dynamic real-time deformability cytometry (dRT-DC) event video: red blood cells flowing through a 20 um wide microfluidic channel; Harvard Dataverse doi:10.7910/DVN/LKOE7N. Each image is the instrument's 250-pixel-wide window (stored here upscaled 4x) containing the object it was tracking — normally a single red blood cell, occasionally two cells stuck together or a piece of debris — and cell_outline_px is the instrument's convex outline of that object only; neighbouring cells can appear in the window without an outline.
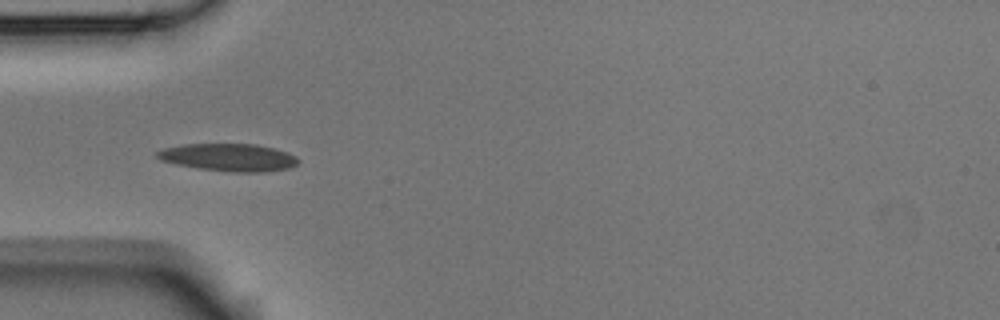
{"species": "Egyptian fruit bat (a non-hibernating species)", "species_latin": "Rousettus aegyptiacus", "temperature_condition": "room temperature", "stored_images_in_passage": 4, "camera_frame_rate_fps": 3000, "um_per_image_px": 0.085, "animal": {"sex": "male"}, "frame": {"image": 1, "passage_image": 2, "time_ms": 0.333, "image_size_px": [1000, 320], "cell_outline_px": [[300, 160], [296, 164], [288, 168], [264, 172], [232, 172], [196, 168], [176, 164], [160, 160], [156, 156], [156, 152], [164, 148], [184, 144], [256, 144], [276, 148], [288, 152], [296, 156]], "centroid_in_image_um": [19.45, 13.37], "position_along_channel_um": 65.5, "area_um2": 22.77}}
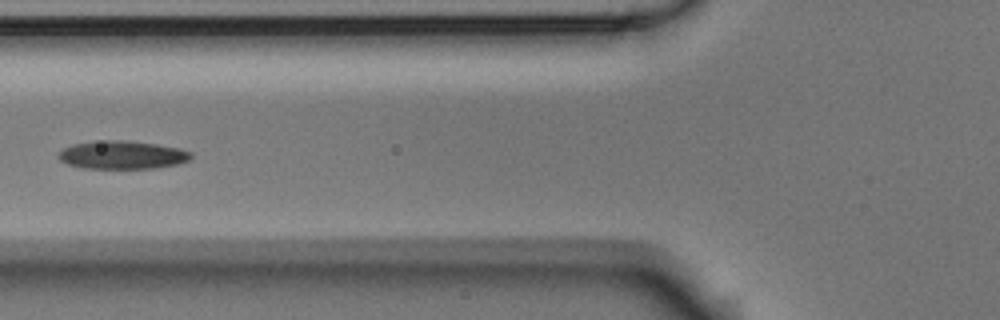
{"frame": {"image": 2, "passage_image": 3, "time_ms": 0.667, "image_size_px": [1000, 320], "cell_outline_px": [[192, 156], [188, 160], [176, 164], [156, 168], [84, 168], [68, 164], [60, 160], [60, 152], [64, 148], [72, 144], [104, 140], [128, 140], [156, 144], [180, 148], [192, 152]], "centroid_in_image_um": [10.42, 13.16], "position_along_channel_um": 115.4, "area_um2": 21.62}}
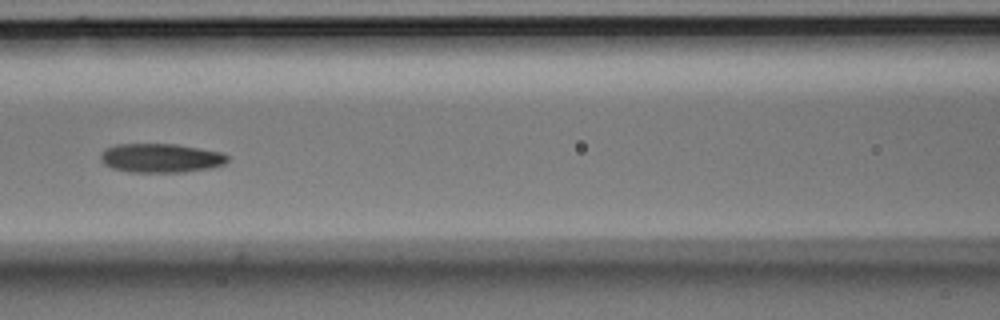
{"frame": {"image": 3, "passage_image": 4, "time_ms": 1.0, "image_size_px": [1000, 320], "cell_outline_px": [[228, 160], [224, 164], [208, 168], [184, 172], [128, 172], [112, 168], [104, 164], [100, 160], [100, 156], [108, 148], [116, 144], [176, 144], [220, 152], [228, 156]], "centroid_in_image_um": [13.65, 13.44], "position_along_channel_um": 152.9, "area_um2": 21.27}}